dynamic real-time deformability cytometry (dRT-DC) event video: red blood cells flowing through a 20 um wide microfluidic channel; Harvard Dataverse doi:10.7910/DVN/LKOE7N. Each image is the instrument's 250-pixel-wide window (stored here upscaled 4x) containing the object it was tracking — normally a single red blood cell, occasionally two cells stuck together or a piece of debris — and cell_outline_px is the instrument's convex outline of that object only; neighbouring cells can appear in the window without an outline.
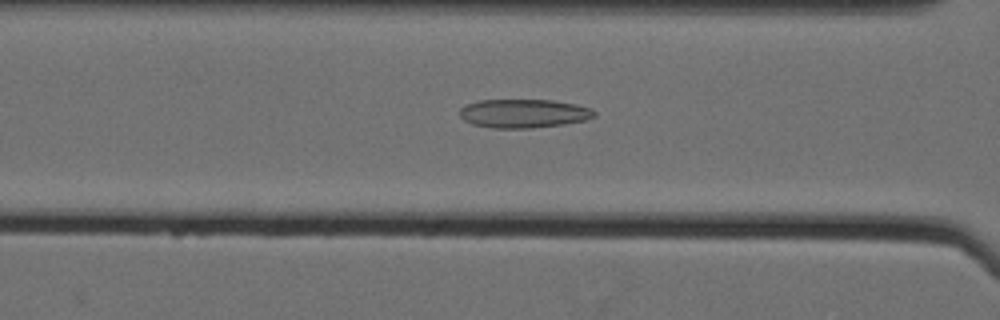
{"species": "Egyptian fruit bat (a non-hibernating species)", "species_latin": "Rousettus aegyptiacus", "temperature_condition": "cold", "stored_images_in_passage": 61, "camera_frame_rate_fps": 3000, "um_per_image_px": 0.085, "animal": {"sex": "female"}, "frame": {"image": 1, "passage_image": 29, "time_ms": 9.333, "image_size_px": [1000, 320], "cell_outline_px": [[596, 116], [584, 120], [564, 124], [532, 128], [492, 128], [472, 124], [464, 120], [460, 116], [460, 108], [464, 104], [480, 100], [552, 100], [576, 104], [592, 108], [596, 112]], "centroid_in_image_um": [44.51, 9.64], "position_along_channel_um": 122.1, "area_um2": 22.66}}
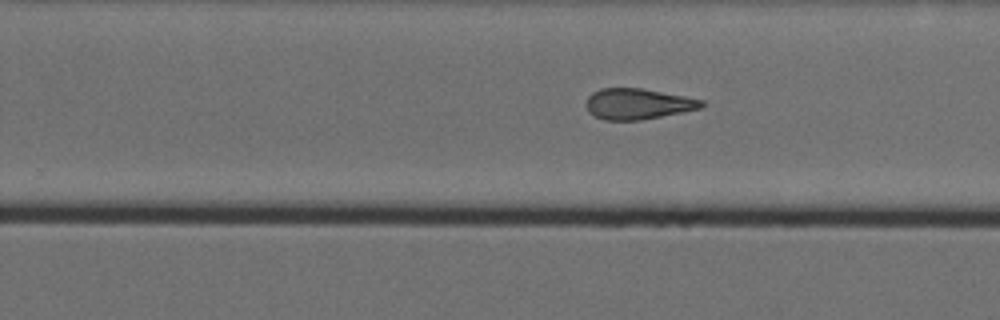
{"frame": {"image": 2, "passage_image": 42, "time_ms": 13.667, "image_size_px": [1000, 320], "cell_outline_px": [[704, 104], [700, 108], [640, 120], [604, 120], [588, 112], [584, 104], [588, 96], [592, 92], [600, 88], [640, 88], [684, 96], [704, 100]], "centroid_in_image_um": [54.15, 8.82], "position_along_channel_um": 275.7, "area_um2": 20.58}}
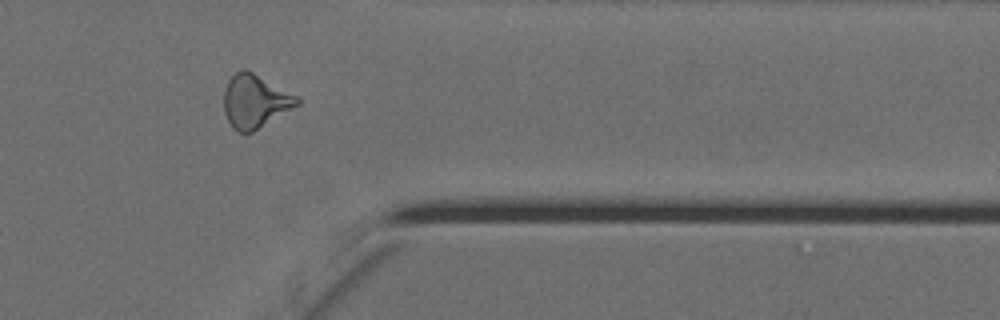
{"frame": {"image": 3, "passage_image": 52, "time_ms": 17.0, "image_size_px": [1000, 320], "cell_outline_px": [[300, 104], [252, 132], [240, 132], [232, 128], [224, 112], [224, 88], [228, 80], [236, 72], [244, 68], [300, 96]], "centroid_in_image_um": [21.69, 8.59], "position_along_channel_um": 389.7, "area_um2": 22.77}, "authors_computed_cell_mechanics": {"area_um2": 23.0622, "velocity_mm_per_s": 3.5515, "shape_relaxation_time_tau1_ms": null, "shape_relaxation_time_tau2_ms": 3.4723, "deformation_change_tau1": null, "deformation_change_tau2": 0.1342}}